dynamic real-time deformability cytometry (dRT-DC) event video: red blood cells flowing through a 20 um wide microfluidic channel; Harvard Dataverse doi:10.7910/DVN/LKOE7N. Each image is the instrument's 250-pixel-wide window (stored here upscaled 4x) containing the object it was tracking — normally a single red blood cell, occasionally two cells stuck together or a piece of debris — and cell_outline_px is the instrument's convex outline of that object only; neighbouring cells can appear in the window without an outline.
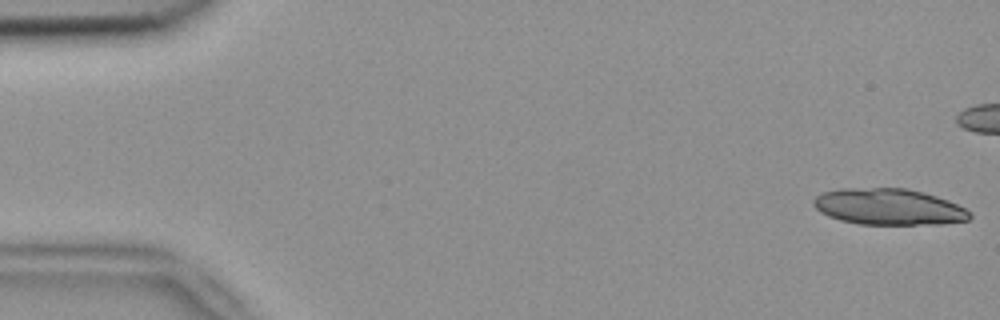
{"species": "common noctule bat (a hibernating species)", "species_latin": "Nyctalus noctula", "temperature_condition": "room temperature", "stored_images_in_passage": 18, "camera_frame_rate_fps": 3000, "um_per_image_px": 0.085, "animal": {"sex": "female", "body_mass_g": 18.4}, "frame": {"image": 1, "passage_image": 1, "time_ms": 0.0, "image_size_px": [1000, 320], "cell_outline_px": [[972, 216], [968, 220], [940, 224], [860, 224], [840, 220], [828, 216], [820, 212], [812, 204], [812, 200], [816, 196], [824, 192], [840, 188], [908, 188], [924, 192], [948, 200], [964, 208]], "centroid_in_image_um": [75.51, 17.57], "position_along_channel_um": 9.5, "area_um2": 33.0}}